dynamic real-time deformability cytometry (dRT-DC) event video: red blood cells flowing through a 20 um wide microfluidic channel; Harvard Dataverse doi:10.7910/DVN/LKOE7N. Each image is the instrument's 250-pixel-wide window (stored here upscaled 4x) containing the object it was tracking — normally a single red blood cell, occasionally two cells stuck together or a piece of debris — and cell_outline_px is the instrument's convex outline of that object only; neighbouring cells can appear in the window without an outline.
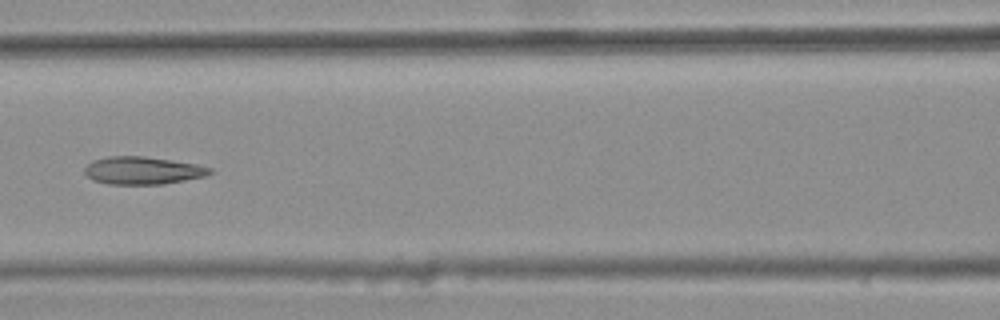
{"species": "common noctule bat (a hibernating species)", "species_latin": "Nyctalus noctula", "temperature_condition": "warm", "stored_images_in_passage": 8, "camera_frame_rate_fps": 3000, "um_per_image_px": 0.085, "animal": {"sex": "female", "body_mass_g": 25.1}, "frame": {"image": 1, "passage_image": 5, "time_ms": 1.333, "image_size_px": [1000, 320], "cell_outline_px": [[212, 172], [204, 176], [164, 184], [108, 184], [92, 180], [84, 172], [84, 168], [92, 160], [108, 156], [144, 156], [172, 160], [196, 164], [212, 168]], "centroid_in_image_um": [12.1, 14.49], "position_along_channel_um": 154.5, "area_um2": 20.17}}
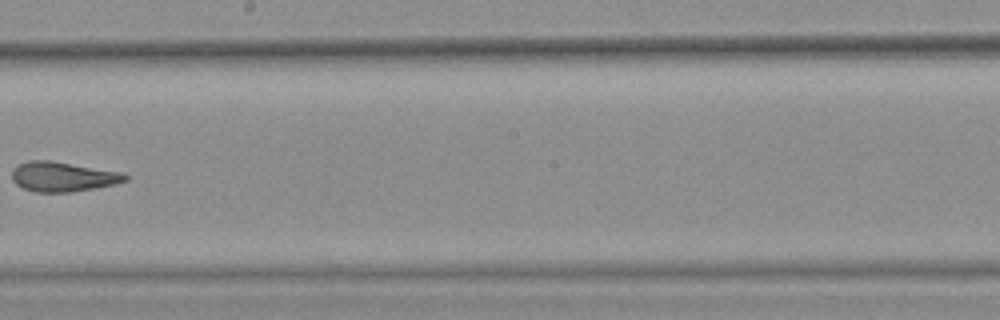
{"frame": {"image": 2, "passage_image": 7, "time_ms": 2.0, "image_size_px": [1000, 320], "cell_outline_px": [[128, 180], [116, 184], [96, 188], [72, 192], [36, 192], [24, 188], [16, 184], [12, 180], [12, 168], [16, 164], [28, 160], [52, 160], [124, 172], [128, 176]], "centroid_in_image_um": [5.35, 15.0], "position_along_channel_um": 242.8, "area_um2": 20.06}}
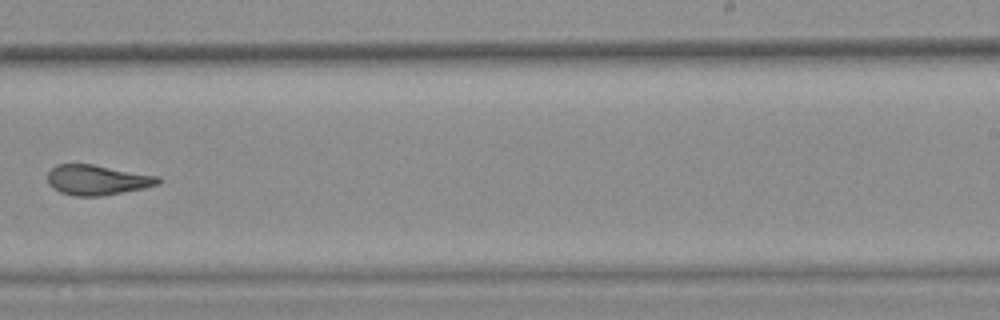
{"frame": {"image": 3, "passage_image": 8, "time_ms": 2.333, "image_size_px": [1000, 320], "cell_outline_px": [[160, 180], [156, 184], [144, 188], [104, 196], [76, 196], [60, 192], [52, 188], [48, 184], [48, 172], [56, 164], [92, 164], [160, 176]], "centroid_in_image_um": [8.24, 15.3], "position_along_channel_um": 280.8, "area_um2": 19.42}}